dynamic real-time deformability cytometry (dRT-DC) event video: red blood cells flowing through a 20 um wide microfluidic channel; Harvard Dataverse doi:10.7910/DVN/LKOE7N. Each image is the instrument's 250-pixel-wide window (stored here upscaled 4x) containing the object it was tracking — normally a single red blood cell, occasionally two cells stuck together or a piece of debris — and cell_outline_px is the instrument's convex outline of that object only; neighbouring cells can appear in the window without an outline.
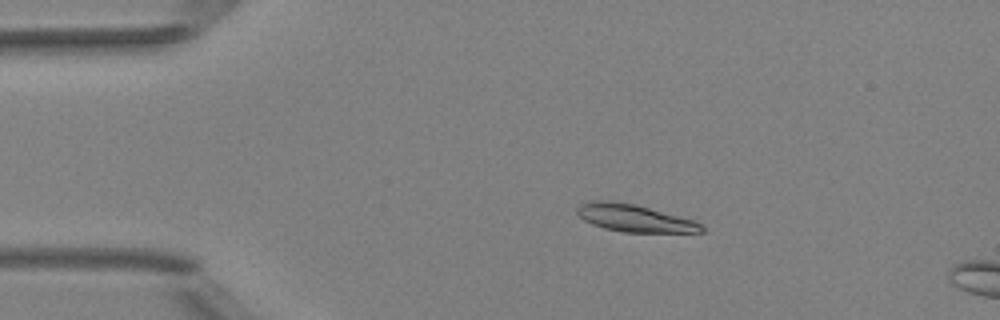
{"species": "Egyptian fruit bat (a non-hibernating species)", "species_latin": "Rousettus aegyptiacus", "temperature_condition": "room temperature", "stored_images_in_passage": 3, "camera_frame_rate_fps": 3000, "um_per_image_px": 0.085, "animal": {"sex": "female"}, "frame": {"image": 1, "passage_image": 2, "time_ms": 1.0, "image_size_px": [1000, 320], "cell_outline_px": [[704, 232], [624, 232], [604, 228], [592, 224], [584, 220], [576, 212], [576, 208], [580, 204], [588, 200], [612, 200], [636, 204], [692, 220], [700, 224], [704, 228]], "centroid_in_image_um": [53.86, 18.52], "position_along_channel_um": 31.1, "area_um2": 19.77}}